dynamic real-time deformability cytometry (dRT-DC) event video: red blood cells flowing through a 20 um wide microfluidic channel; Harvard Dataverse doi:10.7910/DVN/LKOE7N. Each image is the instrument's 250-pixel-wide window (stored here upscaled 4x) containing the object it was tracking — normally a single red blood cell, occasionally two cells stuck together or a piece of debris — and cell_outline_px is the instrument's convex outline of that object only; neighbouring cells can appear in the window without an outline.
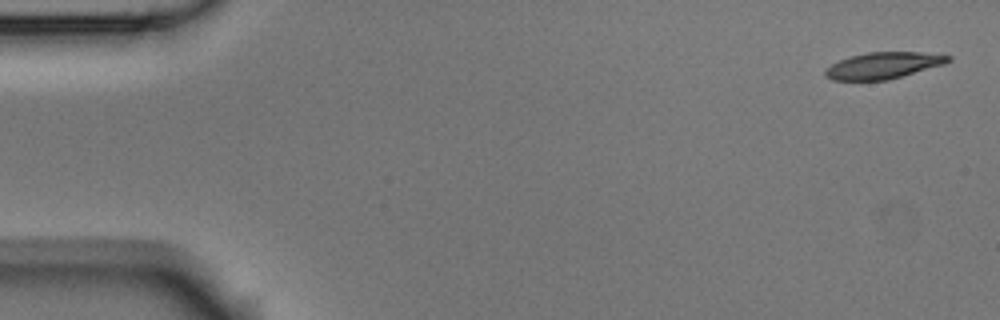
{"species": "Egyptian fruit bat (a non-hibernating species)", "species_latin": "Rousettus aegyptiacus", "temperature_condition": "room temperature", "stored_images_in_passage": 5, "camera_frame_rate_fps": 3000, "um_per_image_px": 0.085, "animal": {"sex": "male"}, "frame": {"image": 1, "passage_image": 1, "time_ms": 0.0, "image_size_px": [1000, 320], "cell_outline_px": [[952, 60], [944, 64], [888, 80], [832, 80], [824, 76], [824, 72], [832, 64], [840, 60], [852, 56], [868, 52], [920, 52], [952, 56]], "centroid_in_image_um": [75.09, 5.57], "position_along_channel_um": 9.9, "area_um2": 18.79}}
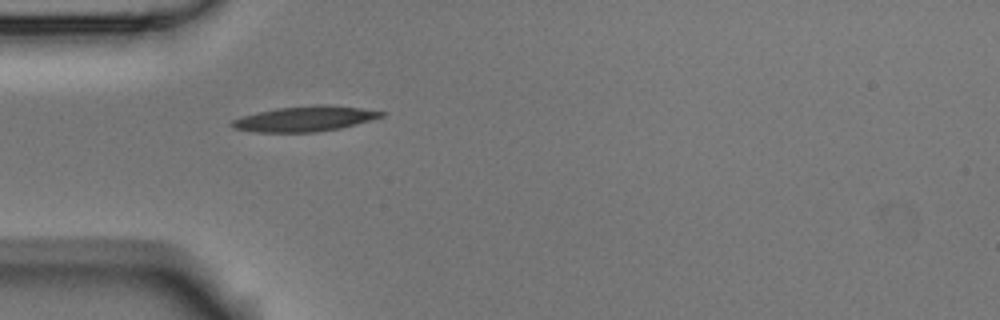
{"frame": {"image": 2, "passage_image": 5, "time_ms": 1.333, "image_size_px": [1000, 320], "cell_outline_px": [[388, 112], [384, 116], [340, 128], [316, 132], [252, 132], [232, 128], [228, 124], [232, 120], [240, 116], [276, 108], [316, 104], [328, 104], [360, 108]], "centroid_in_image_um": [25.87, 10.09], "position_along_channel_um": 59.1, "area_um2": 22.2}}